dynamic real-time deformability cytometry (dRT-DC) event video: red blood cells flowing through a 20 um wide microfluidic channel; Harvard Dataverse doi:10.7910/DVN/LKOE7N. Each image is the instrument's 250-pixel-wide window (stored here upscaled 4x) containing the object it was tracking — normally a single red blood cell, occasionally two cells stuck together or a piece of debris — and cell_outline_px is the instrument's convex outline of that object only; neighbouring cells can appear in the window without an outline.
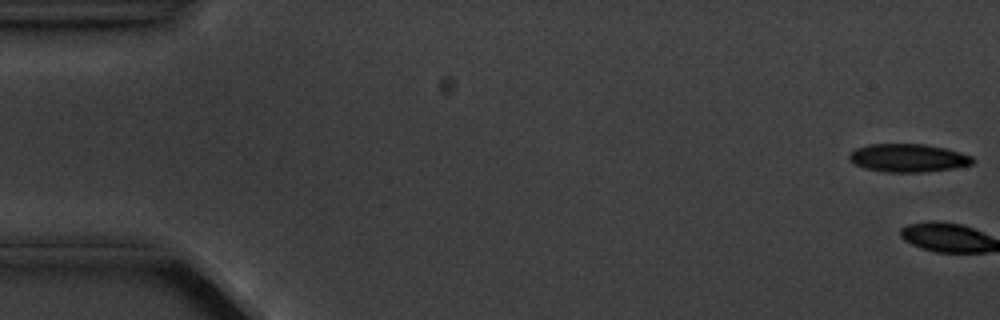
{"species": "common noctule bat (a hibernating species)", "species_latin": "Nyctalus noctula", "temperature_condition": "cold", "stored_images_in_passage": 6, "camera_frame_rate_fps": 3000, "um_per_image_px": 0.085, "animal": {"sex": "male", "body_mass_g": 20.1, "forearm_length_mm": 53.5}, "frame": {"image": 1, "passage_image": 1, "time_ms": 0.0, "image_size_px": [1000, 320], "cell_outline_px": [[976, 160], [972, 164], [952, 168], [924, 172], [884, 172], [864, 168], [852, 164], [848, 160], [848, 156], [856, 148], [868, 144], [924, 144], [948, 148], [972, 156]], "centroid_in_image_um": [77.17, 13.42], "position_along_channel_um": 7.8, "area_um2": 20.46}}
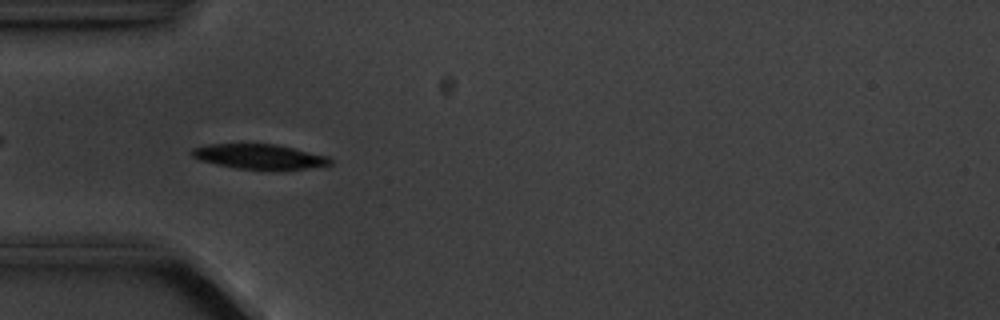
{"frame": {"image": 2, "passage_image": 5, "time_ms": 6.0, "image_size_px": [1000, 320], "cell_outline_px": [[332, 164], [308, 168], [236, 168], [216, 164], [200, 160], [192, 156], [188, 152], [192, 148], [208, 144], [276, 144], [328, 156], [332, 160]], "centroid_in_image_um": [21.99, 13.28], "position_along_channel_um": 63.0, "area_um2": 19.59}}
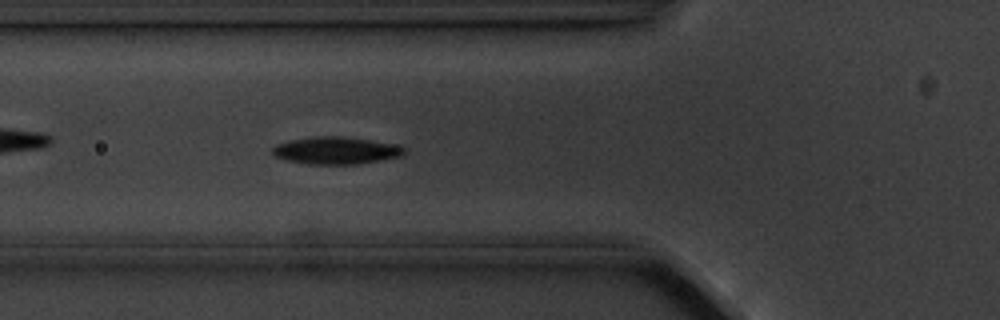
{"frame": {"image": 3, "passage_image": 6, "time_ms": 7.0, "image_size_px": [1000, 320], "cell_outline_px": [[408, 152], [404, 156], [356, 164], [308, 164], [284, 160], [272, 156], [272, 148], [276, 144], [292, 140], [316, 136], [340, 136], [368, 140], [392, 144], [408, 148]], "centroid_in_image_um": [28.56, 12.8], "position_along_channel_um": 97.2, "area_um2": 21.04}}